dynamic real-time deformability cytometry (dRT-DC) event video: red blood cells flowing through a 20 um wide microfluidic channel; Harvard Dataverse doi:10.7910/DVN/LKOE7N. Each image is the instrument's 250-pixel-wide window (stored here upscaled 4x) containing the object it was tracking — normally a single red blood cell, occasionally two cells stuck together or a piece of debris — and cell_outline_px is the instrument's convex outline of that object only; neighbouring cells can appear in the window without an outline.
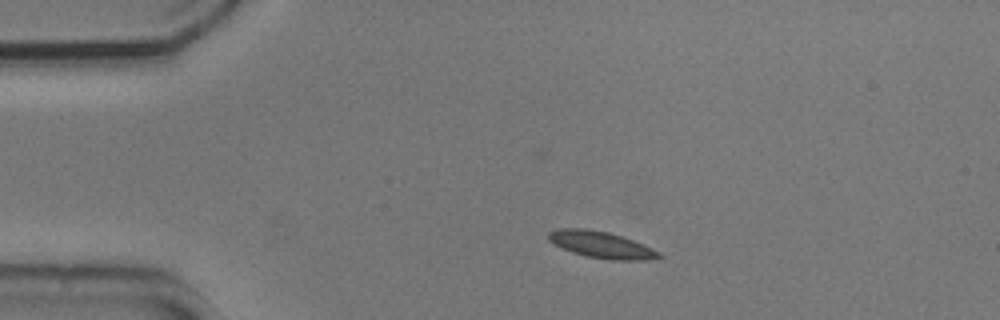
{"species": "common noctule bat (a hibernating species)", "species_latin": "Nyctalus noctula", "temperature_condition": "cold", "stored_images_in_passage": 20, "camera_frame_rate_fps": 3000, "um_per_image_px": 0.085, "animal": {"sex": "male", "body_mass_g": 20.5, "forearm_length_mm": 52.5}, "frame": {"image": 1, "passage_image": 1, "time_ms": 0.0, "image_size_px": [1000, 320], "cell_outline_px": [[664, 256], [648, 260], [612, 260], [588, 256], [572, 252], [548, 240], [548, 232], [556, 228], [588, 228], [608, 232], [644, 244], [660, 252]], "centroid_in_image_um": [51.12, 20.79], "position_along_channel_um": 33.9, "area_um2": 17.05}}